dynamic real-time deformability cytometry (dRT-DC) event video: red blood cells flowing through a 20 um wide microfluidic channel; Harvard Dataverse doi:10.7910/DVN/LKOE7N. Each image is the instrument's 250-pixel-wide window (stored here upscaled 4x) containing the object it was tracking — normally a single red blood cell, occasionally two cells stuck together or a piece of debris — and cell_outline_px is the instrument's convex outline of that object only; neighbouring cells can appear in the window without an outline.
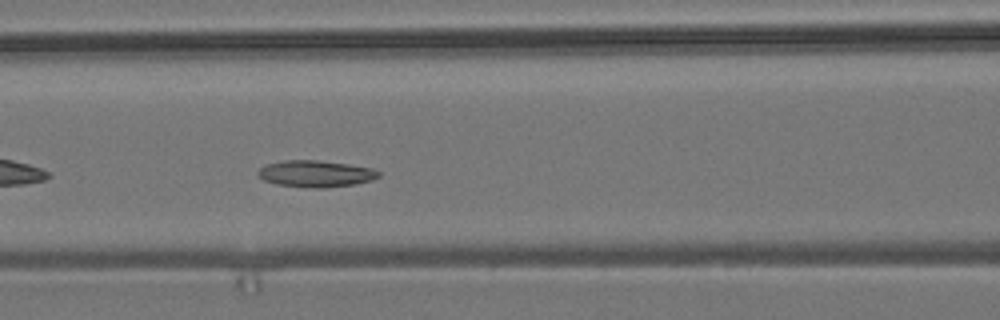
{"species": "common noctule bat (a hibernating species)", "species_latin": "Nyctalus noctula", "temperature_condition": "room temperature", "stored_images_in_passage": 41, "camera_frame_rate_fps": 3000, "um_per_image_px": 0.085, "animal": {"sex": "male", "body_mass_g": 19.2, "forearm_length_mm": 51.8}, "frame": {"image": 1, "passage_image": 9, "time_ms": 2.667, "image_size_px": [1000, 320], "cell_outline_px": [[380, 176], [372, 180], [356, 184], [324, 188], [316, 188], [276, 184], [264, 180], [256, 172], [264, 164], [284, 160], [316, 160], [348, 164], [372, 168], [380, 172]], "centroid_in_image_um": [26.83, 14.76], "position_along_channel_um": 139.8, "area_um2": 18.73}}
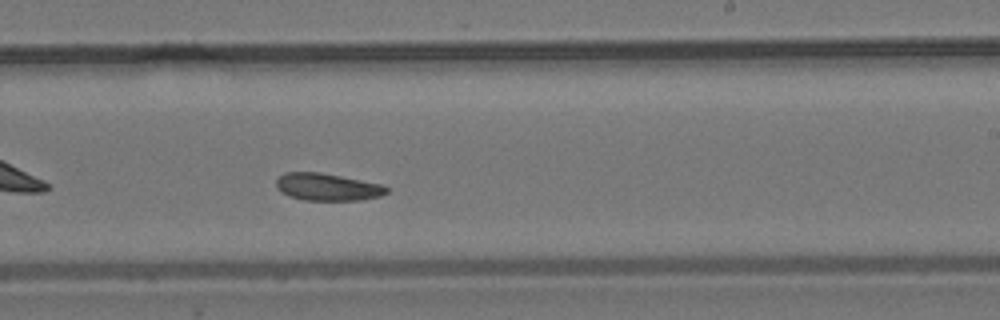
{"frame": {"image": 2, "passage_image": 19, "time_ms": 6.0, "image_size_px": [1000, 320], "cell_outline_px": [[388, 192], [380, 196], [360, 200], [304, 200], [288, 196], [280, 192], [276, 188], [276, 180], [284, 172], [320, 172], [384, 184], [388, 188]], "centroid_in_image_um": [27.82, 15.89], "position_along_channel_um": 261.2, "area_um2": 17.74}}
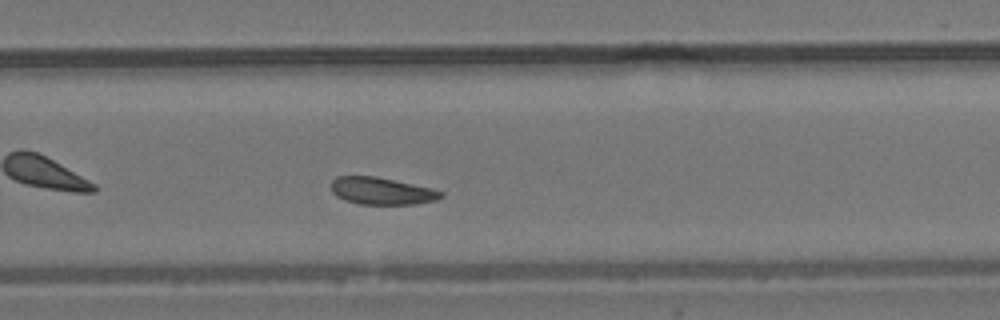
{"frame": {"image": 3, "passage_image": 22, "time_ms": 7.0, "image_size_px": [1000, 320], "cell_outline_px": [[444, 196], [436, 200], [416, 204], [360, 204], [344, 200], [336, 196], [332, 192], [332, 180], [336, 176], [376, 176], [432, 188], [444, 192]], "centroid_in_image_um": [32.45, 16.23], "position_along_channel_um": 297.3, "area_um2": 17.46}, "authors_computed_cell_mechanics": {"area_um2": 18.1492, "velocity_mm_per_s": 3.6542, "shape_relaxation_time_tau1_ms": null, "shape_relaxation_time_tau2_ms": 10.1586, "deformation_change_tau1": null, "deformation_change_tau2": 0.1692}}